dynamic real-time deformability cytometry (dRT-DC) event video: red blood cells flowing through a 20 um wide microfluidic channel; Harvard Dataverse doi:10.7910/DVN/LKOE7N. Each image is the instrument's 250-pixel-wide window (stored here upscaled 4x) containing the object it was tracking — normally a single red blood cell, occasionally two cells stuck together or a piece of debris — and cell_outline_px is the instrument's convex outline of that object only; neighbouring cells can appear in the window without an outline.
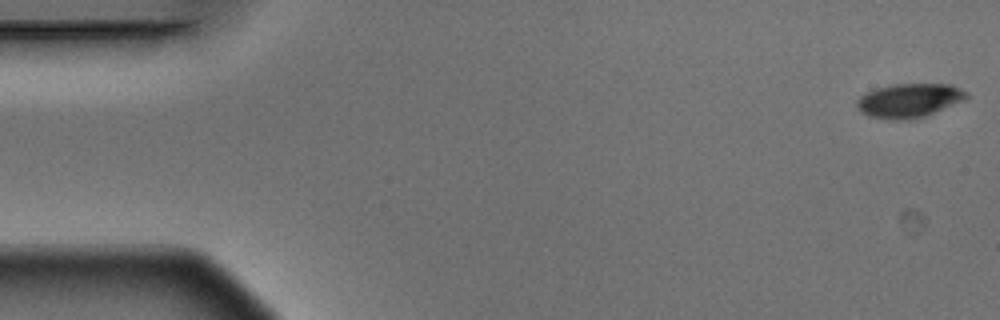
{"species": "Egyptian fruit bat (a non-hibernating species)", "species_latin": "Rousettus aegyptiacus", "temperature_condition": "warm", "stored_images_in_passage": 6, "camera_frame_rate_fps": 3000, "um_per_image_px": 0.085, "animal": {"sex": "male"}, "frame": {"image": 1, "passage_image": 1, "time_ms": 0.0, "image_size_px": [1000, 320], "cell_outline_px": [[968, 96], [964, 100], [924, 116], [904, 120], [888, 120], [868, 116], [860, 112], [856, 108], [856, 100], [860, 96], [876, 88], [892, 84], [952, 84], [968, 92]], "centroid_in_image_um": [77.24, 8.54], "position_along_channel_um": 7.8, "area_um2": 21.79}}
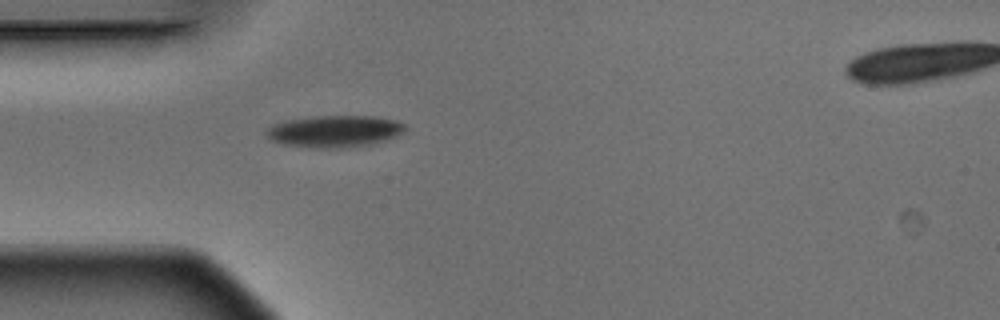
{"frame": {"image": 2, "passage_image": 5, "time_ms": 1.333, "image_size_px": [1000, 320], "cell_outline_px": [[404, 132], [396, 136], [372, 144], [340, 148], [312, 148], [284, 144], [272, 140], [264, 132], [272, 124], [284, 120], [316, 116], [376, 116], [396, 120], [404, 124]], "centroid_in_image_um": [28.42, 11.15], "position_along_channel_um": 56.6, "area_um2": 25.78}}